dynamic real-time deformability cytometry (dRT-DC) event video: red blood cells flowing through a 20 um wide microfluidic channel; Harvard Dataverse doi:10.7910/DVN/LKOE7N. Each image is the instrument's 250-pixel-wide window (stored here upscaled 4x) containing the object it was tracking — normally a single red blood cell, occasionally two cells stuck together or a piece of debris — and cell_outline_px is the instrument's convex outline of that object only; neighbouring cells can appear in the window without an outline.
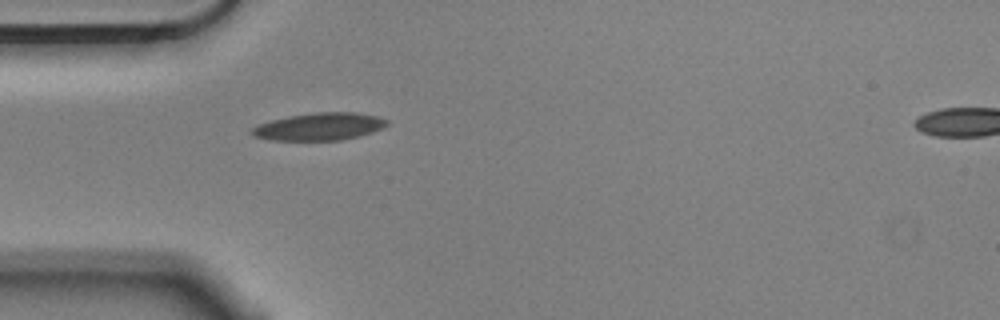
{"species": "Egyptian fruit bat (a non-hibernating species)", "species_latin": "Rousettus aegyptiacus", "temperature_condition": "cold", "stored_images_in_passage": 2, "segment_of_instrument_passage": [1, 2], "camera_frame_rate_fps": 3000, "um_per_image_px": 0.085, "animal": {"sex": "male"}, "frame": {"image": 1, "passage_image": 1, "time_ms": 0.0, "image_size_px": [1000, 320], "cell_outline_px": [[388, 124], [372, 132], [360, 136], [340, 140], [272, 140], [252, 136], [248, 132], [256, 124], [288, 116], [316, 112], [356, 112], [376, 116], [388, 120]], "centroid_in_image_um": [27.1, 10.76], "position_along_channel_um": 57.9, "area_um2": 21.68}}